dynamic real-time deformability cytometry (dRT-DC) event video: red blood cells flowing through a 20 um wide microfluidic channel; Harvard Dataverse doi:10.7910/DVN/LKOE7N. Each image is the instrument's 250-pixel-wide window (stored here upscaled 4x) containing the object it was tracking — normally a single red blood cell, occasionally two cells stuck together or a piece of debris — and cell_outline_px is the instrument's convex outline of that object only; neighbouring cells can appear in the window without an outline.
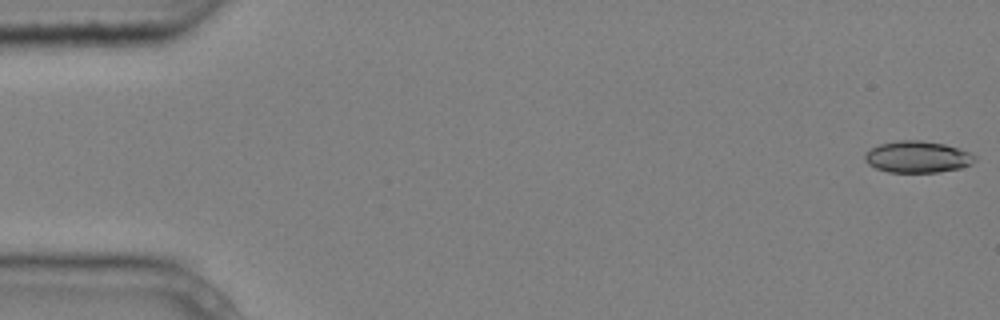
{"species": "common noctule bat (a hibernating species)", "species_latin": "Nyctalus noctula", "temperature_condition": "cold", "stored_images_in_passage": 6, "camera_frame_rate_fps": 3000, "um_per_image_px": 0.085, "animal": {"sex": "male", "body_mass_g": 20.4}, "frame": {"image": 1, "passage_image": 1, "time_ms": 0.0, "image_size_px": [1000, 320], "cell_outline_px": [[976, 160], [972, 164], [960, 168], [940, 172], [888, 172], [876, 168], [868, 164], [864, 160], [864, 152], [880, 144], [896, 140], [920, 140], [944, 144], [968, 152], [976, 156]], "centroid_in_image_um": [77.96, 13.34], "position_along_channel_um": 7.0, "area_um2": 20.29}}
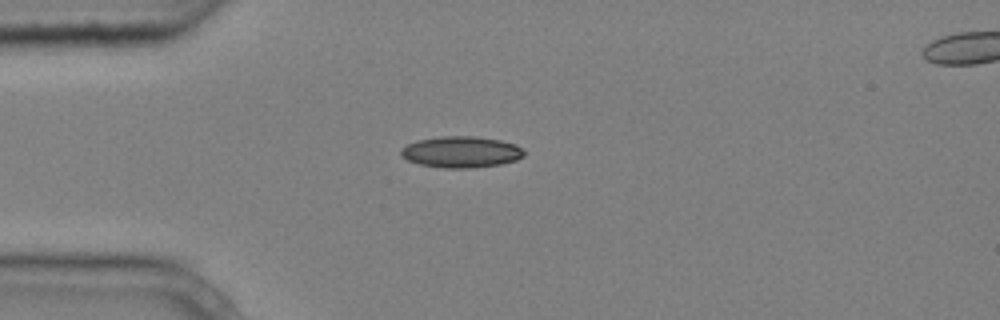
{"frame": {"image": 2, "passage_image": 4, "time_ms": 1.0, "image_size_px": [1000, 320], "cell_outline_px": [[524, 156], [516, 160], [500, 164], [472, 168], [444, 168], [420, 164], [408, 160], [400, 156], [400, 148], [416, 140], [440, 136], [472, 136], [500, 140], [516, 144], [524, 152]], "centroid_in_image_um": [39.17, 12.91], "position_along_channel_um": 45.8, "area_um2": 22.48}}
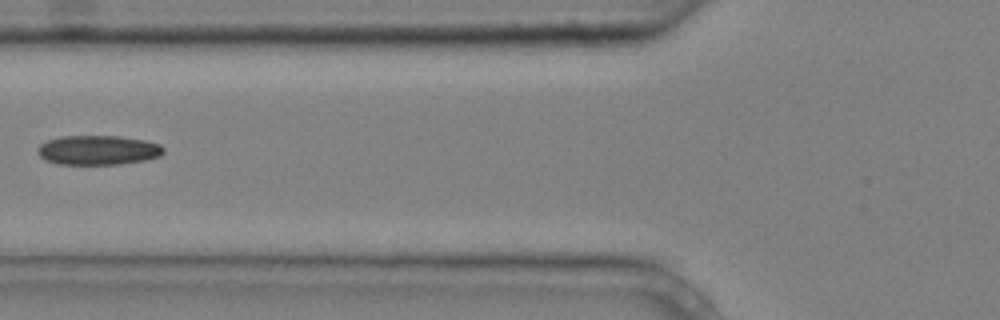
{"frame": {"image": 3, "passage_image": 6, "time_ms": 1.667, "image_size_px": [1000, 320], "cell_outline_px": [[164, 152], [160, 156], [144, 160], [120, 164], [56, 164], [44, 160], [40, 156], [36, 148], [40, 144], [48, 140], [64, 136], [116, 136], [144, 140], [160, 144], [164, 148]], "centroid_in_image_um": [8.32, 12.76], "position_along_channel_um": 117.5, "area_um2": 21.62}}